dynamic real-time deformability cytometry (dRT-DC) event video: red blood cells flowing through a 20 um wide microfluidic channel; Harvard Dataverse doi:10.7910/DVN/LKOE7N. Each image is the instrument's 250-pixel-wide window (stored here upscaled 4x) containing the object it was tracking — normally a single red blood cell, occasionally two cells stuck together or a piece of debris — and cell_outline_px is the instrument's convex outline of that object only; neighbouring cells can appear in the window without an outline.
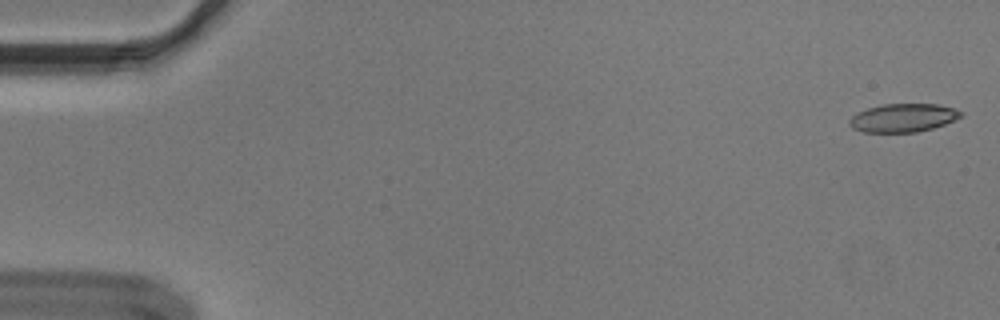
{"species": "Egyptian fruit bat (a non-hibernating species)", "species_latin": "Rousettus aegyptiacus", "temperature_condition": "cold", "stored_images_in_passage": 55, "camera_frame_rate_fps": 3000, "um_per_image_px": 0.085, "animal": {"sex": "male"}, "frame": {"image": 1, "passage_image": 1, "time_ms": 0.0, "image_size_px": [1000, 320], "cell_outline_px": [[964, 112], [960, 116], [944, 124], [932, 128], [916, 132], [864, 132], [852, 128], [848, 124], [848, 120], [856, 112], [868, 108], [884, 104], [940, 104], [956, 108]], "centroid_in_image_um": [76.74, 10.01], "position_along_channel_um": 8.3, "area_um2": 18.44}}
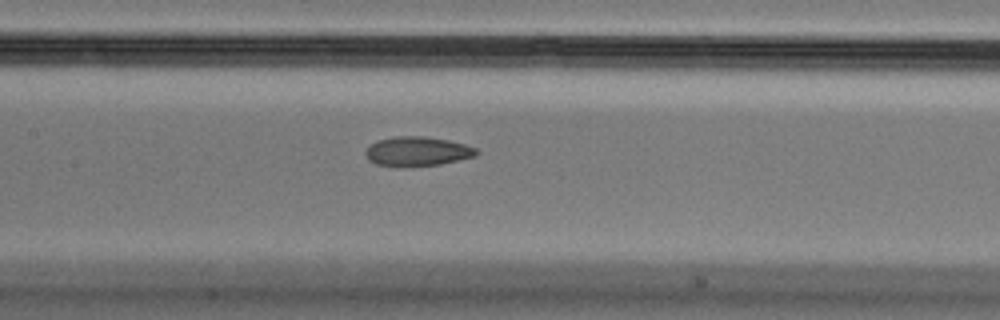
{"frame": {"image": 2, "passage_image": 26, "time_ms": 8.333, "image_size_px": [1000, 320], "cell_outline_px": [[480, 152], [476, 156], [440, 164], [376, 164], [368, 160], [364, 152], [376, 140], [396, 136], [424, 136], [448, 140], [464, 144], [476, 148]], "centroid_in_image_um": [35.51, 12.82], "position_along_channel_um": 171.9, "area_um2": 18.32}}
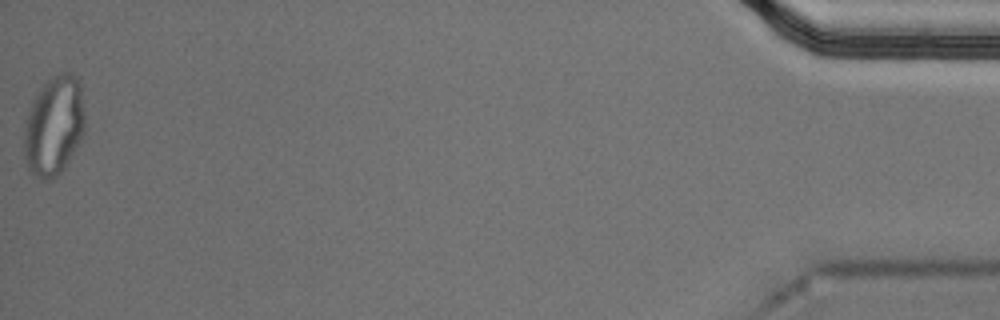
{"frame": {"image": 3, "passage_image": 55, "time_ms": 18.0, "image_size_px": [1000, 320], "cell_outline_px": [[84, 132], [64, 168], [56, 176], [48, 180], [44, 180], [36, 176], [28, 168], [24, 156], [24, 128], [28, 112], [32, 100], [40, 88], [52, 76], [60, 72], [72, 72], [80, 84], [84, 112]], "centroid_in_image_um": [4.57, 10.67], "position_along_channel_um": 430.6, "area_um2": 35.08}, "authors_computed_cell_mechanics": {"area_um2": 19.7676, "velocity_mm_per_s": 3.6359, "shape_relaxation_time_tau1_ms": null, "shape_relaxation_time_tau2_ms": 2.3233, "deformation_change_tau1": null, "deformation_change_tau2": 0.0787}}